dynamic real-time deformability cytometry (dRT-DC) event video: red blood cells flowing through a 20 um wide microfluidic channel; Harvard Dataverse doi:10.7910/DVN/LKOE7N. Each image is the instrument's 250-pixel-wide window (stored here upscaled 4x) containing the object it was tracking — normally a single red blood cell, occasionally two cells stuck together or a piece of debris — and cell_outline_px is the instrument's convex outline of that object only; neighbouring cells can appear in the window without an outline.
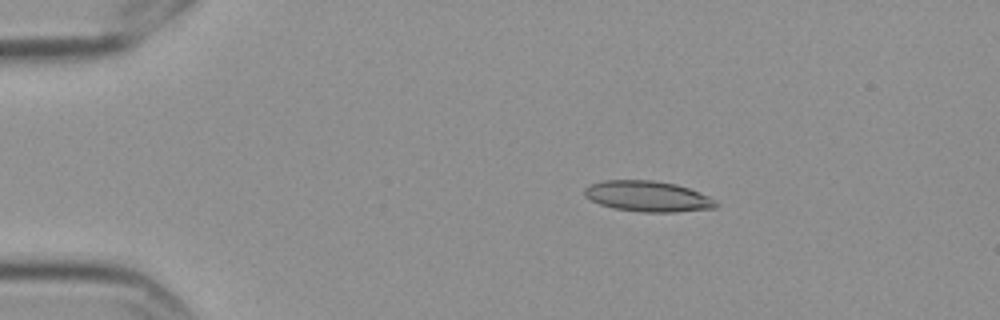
{"species": "Egyptian fruit bat (a non-hibernating species)", "species_latin": "Rousettus aegyptiacus", "temperature_condition": "cold", "stored_images_in_passage": 6, "camera_frame_rate_fps": 3000, "um_per_image_px": 0.085, "frame": {"image": 1, "passage_image": 3, "time_ms": 0.667, "image_size_px": [1000, 320], "cell_outline_px": [[720, 204], [716, 208], [676, 212], [644, 212], [612, 208], [600, 204], [584, 196], [584, 188], [588, 184], [604, 180], [652, 180], [676, 184], [688, 188], [708, 196], [716, 200]], "centroid_in_image_um": [55.06, 16.69], "position_along_channel_um": 29.9, "area_um2": 23.64}}